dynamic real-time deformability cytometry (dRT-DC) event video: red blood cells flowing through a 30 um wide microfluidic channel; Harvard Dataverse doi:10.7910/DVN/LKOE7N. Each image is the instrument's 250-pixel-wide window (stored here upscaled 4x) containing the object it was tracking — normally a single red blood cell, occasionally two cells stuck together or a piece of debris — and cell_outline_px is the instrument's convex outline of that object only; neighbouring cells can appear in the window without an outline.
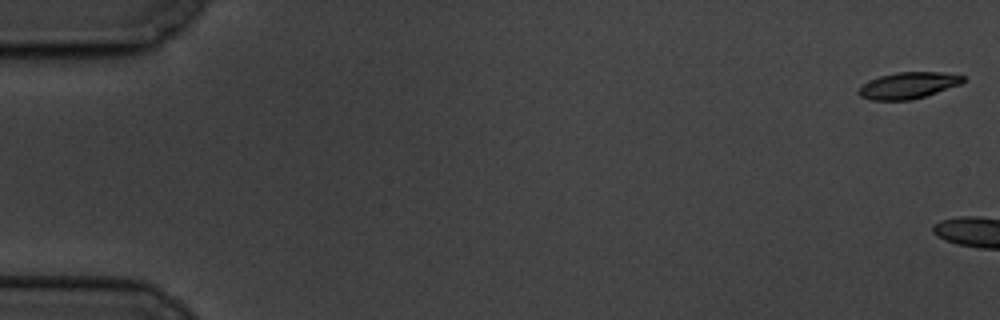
{"species": "common noctule bat (a hibernating species)", "species_latin": "Nyctalus noctula", "temperature_condition": "cold", "stored_images_in_passage": 3, "camera_frame_rate_fps": 3000, "um_per_image_px": 0.085, "animal": {"sex": "male", "body_mass_g": 19.5, "forearm_length_mm": 54.6}, "frame": {"image": 1, "passage_image": 1, "time_ms": 0.0, "image_size_px": [1000, 320], "cell_outline_px": [[964, 80], [960, 84], [912, 100], [872, 100], [860, 96], [856, 92], [864, 84], [880, 76], [896, 72], [940, 72], [964, 76]], "centroid_in_image_um": [77.18, 7.26], "position_along_channel_um": 7.8, "area_um2": 15.78}}